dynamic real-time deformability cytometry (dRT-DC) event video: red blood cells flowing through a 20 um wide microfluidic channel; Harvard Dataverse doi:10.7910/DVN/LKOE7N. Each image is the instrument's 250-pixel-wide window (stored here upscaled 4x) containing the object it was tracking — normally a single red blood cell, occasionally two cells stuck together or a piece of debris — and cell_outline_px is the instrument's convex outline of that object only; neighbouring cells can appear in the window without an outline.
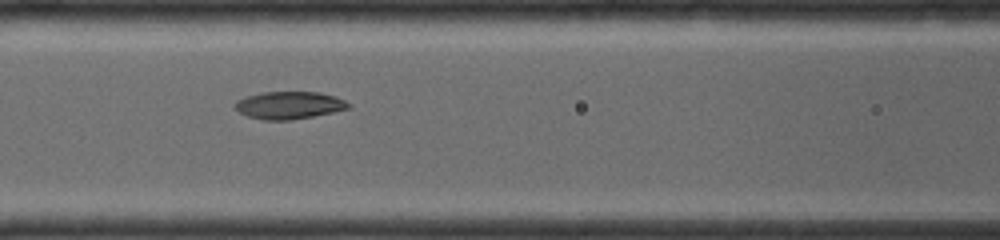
{"species": "common noctule bat (a hibernating species)", "species_latin": "Nyctalus noctula", "temperature_condition": "room temperature", "stored_images_in_passage": 41, "camera_frame_rate_fps": 4000, "um_per_image_px": 0.085, "animal": {"sex": "female", "body_mass_g": 19.0, "forearm_length_mm": 56.7}, "frame": {"image": 1, "passage_image": 12, "time_ms": 4.75, "image_size_px": [1000, 240], "cell_outline_px": [[352, 108], [292, 120], [264, 120], [248, 116], [240, 112], [232, 104], [236, 100], [244, 96], [260, 92], [320, 92], [336, 96], [352, 104]], "centroid_in_image_um": [24.58, 8.93], "position_along_channel_um": 142.0, "area_um2": 18.38}}
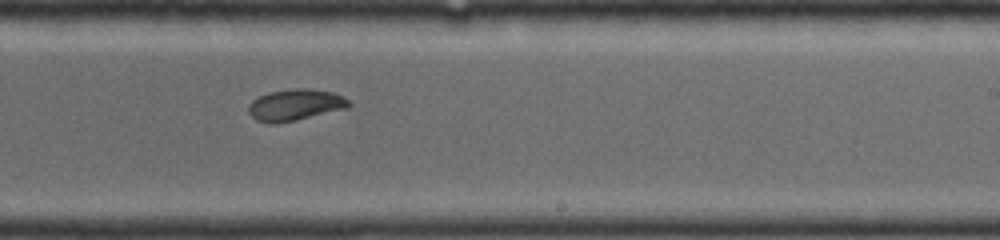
{"frame": {"image": 2, "passage_image": 21, "time_ms": 7.5, "image_size_px": [1000, 240], "cell_outline_px": [[352, 104], [348, 108], [296, 120], [272, 124], [256, 120], [248, 112], [248, 104], [252, 100], [268, 92], [296, 88], [308, 88], [332, 92], [348, 100]], "centroid_in_image_um": [25.07, 8.91], "position_along_channel_um": 263.9, "area_um2": 18.32}}
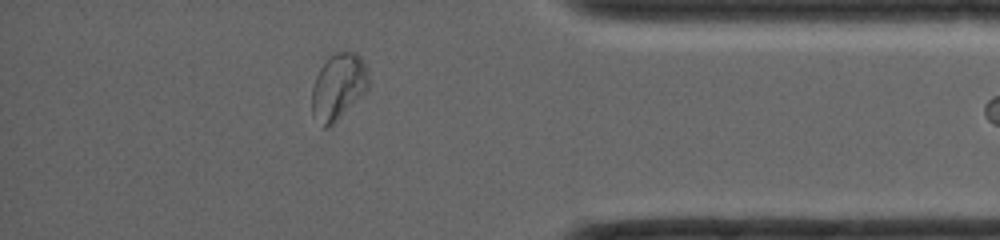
{"frame": {"image": 3, "passage_image": 40, "time_ms": 11.0, "image_size_px": [1000, 240], "cell_outline_px": [[368, 88], [328, 128], [320, 128], [312, 116], [312, 88], [316, 76], [320, 68], [328, 56], [332, 52], [356, 52], [360, 56], [364, 64], [368, 76]], "centroid_in_image_um": [28.7, 7.37], "position_along_channel_um": 406.5, "area_um2": 21.73}}